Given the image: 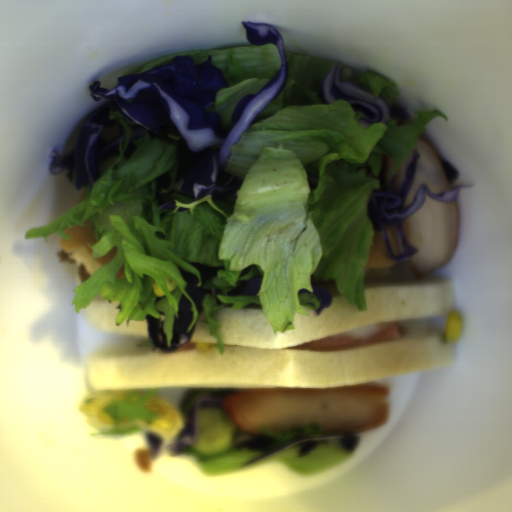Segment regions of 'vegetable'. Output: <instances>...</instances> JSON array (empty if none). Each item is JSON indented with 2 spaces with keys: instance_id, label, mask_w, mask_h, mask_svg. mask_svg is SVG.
<instances>
[{
  "instance_id": "vegetable-3",
  "label": "vegetable",
  "mask_w": 512,
  "mask_h": 512,
  "mask_svg": "<svg viewBox=\"0 0 512 512\" xmlns=\"http://www.w3.org/2000/svg\"><path fill=\"white\" fill-rule=\"evenodd\" d=\"M209 55L213 64L224 73L230 87L219 92L216 99L206 106L209 112L219 113L223 127H230L233 111L239 101L261 91L276 76L281 67L276 46L253 43L245 46H215L160 55L150 61L127 63L108 71L99 79L100 87L108 91L114 89L120 77L162 66L170 62L174 56L190 57L195 65H199Z\"/></svg>"
},
{
  "instance_id": "vegetable-5",
  "label": "vegetable",
  "mask_w": 512,
  "mask_h": 512,
  "mask_svg": "<svg viewBox=\"0 0 512 512\" xmlns=\"http://www.w3.org/2000/svg\"><path fill=\"white\" fill-rule=\"evenodd\" d=\"M344 80L355 81L361 85L362 91L367 92L390 106H401L402 99L398 84L395 80L372 71H357L350 64L342 68Z\"/></svg>"
},
{
  "instance_id": "vegetable-4",
  "label": "vegetable",
  "mask_w": 512,
  "mask_h": 512,
  "mask_svg": "<svg viewBox=\"0 0 512 512\" xmlns=\"http://www.w3.org/2000/svg\"><path fill=\"white\" fill-rule=\"evenodd\" d=\"M254 449L244 448L229 450L216 458H204L191 453H185L189 461L196 465L199 472L207 476H226L257 464L279 462L289 469L303 475H318L329 469L341 465L352 456L350 449H346L340 441L339 435H329L328 442L316 445L305 456L301 455L300 446L277 454L263 456L251 462L244 463L260 454Z\"/></svg>"
},
{
  "instance_id": "vegetable-7",
  "label": "vegetable",
  "mask_w": 512,
  "mask_h": 512,
  "mask_svg": "<svg viewBox=\"0 0 512 512\" xmlns=\"http://www.w3.org/2000/svg\"><path fill=\"white\" fill-rule=\"evenodd\" d=\"M97 109H92L88 113H86L80 121L74 126L71 135L65 140L62 148H61V158H65L73 153L75 147L79 142L80 131L90 119L92 113Z\"/></svg>"
},
{
  "instance_id": "vegetable-1",
  "label": "vegetable",
  "mask_w": 512,
  "mask_h": 512,
  "mask_svg": "<svg viewBox=\"0 0 512 512\" xmlns=\"http://www.w3.org/2000/svg\"><path fill=\"white\" fill-rule=\"evenodd\" d=\"M286 51L288 80L281 91L235 142L225 171L243 181L237 192L220 199L206 196L193 202L172 191L178 159L176 147L150 136L132 139L122 113L113 112L125 132L117 154L99 163L93 188L85 186V198L48 225L26 230L27 239L45 235L67 236L69 228L92 222L96 244L90 257L115 258L74 288L76 310L86 308L97 295L118 301L115 324L166 315L163 331L168 348L181 297L191 301L192 321L200 316L187 292L179 267L201 274L189 262L226 266L203 283L212 295L203 297L205 343L215 337L220 354L224 341L220 329L221 308L261 307L273 332L295 328V315H317L320 305L312 291L311 276L333 280L339 294L355 310L367 311L366 279L417 277L409 263L365 270L374 228L367 215L368 201L381 188L374 174L384 171L386 156L396 175L404 160L419 151L418 142L432 118L447 114L440 109L416 111L407 120L390 117L386 124H369L357 116L352 104L339 99L319 100L317 94L335 61ZM170 186L162 190L173 210L160 211L154 181L168 174ZM255 264L263 278L255 296H229L238 273ZM166 278L177 289L169 290ZM161 282L165 297L154 294ZM225 304H216L215 291Z\"/></svg>"
},
{
  "instance_id": "vegetable-6",
  "label": "vegetable",
  "mask_w": 512,
  "mask_h": 512,
  "mask_svg": "<svg viewBox=\"0 0 512 512\" xmlns=\"http://www.w3.org/2000/svg\"><path fill=\"white\" fill-rule=\"evenodd\" d=\"M260 433L266 435L267 437L282 442V443H289L294 440H297L299 438H302L303 436H312L317 433H325L322 426L318 425H309L304 427H299L296 429H292L289 431H265L262 430Z\"/></svg>"
},
{
  "instance_id": "vegetable-8",
  "label": "vegetable",
  "mask_w": 512,
  "mask_h": 512,
  "mask_svg": "<svg viewBox=\"0 0 512 512\" xmlns=\"http://www.w3.org/2000/svg\"><path fill=\"white\" fill-rule=\"evenodd\" d=\"M250 438H251V433L246 432L237 427V432L233 438V445H242Z\"/></svg>"
},
{
  "instance_id": "vegetable-9",
  "label": "vegetable",
  "mask_w": 512,
  "mask_h": 512,
  "mask_svg": "<svg viewBox=\"0 0 512 512\" xmlns=\"http://www.w3.org/2000/svg\"><path fill=\"white\" fill-rule=\"evenodd\" d=\"M256 276H260L259 272L253 266L241 279H250Z\"/></svg>"
},
{
  "instance_id": "vegetable-2",
  "label": "vegetable",
  "mask_w": 512,
  "mask_h": 512,
  "mask_svg": "<svg viewBox=\"0 0 512 512\" xmlns=\"http://www.w3.org/2000/svg\"><path fill=\"white\" fill-rule=\"evenodd\" d=\"M242 389L231 387L191 388L179 409L173 407L159 388L98 391L81 406L93 425L90 436L108 437L127 432H153L160 439L159 455L187 426L188 411L196 401L227 398Z\"/></svg>"
}]
</instances>
